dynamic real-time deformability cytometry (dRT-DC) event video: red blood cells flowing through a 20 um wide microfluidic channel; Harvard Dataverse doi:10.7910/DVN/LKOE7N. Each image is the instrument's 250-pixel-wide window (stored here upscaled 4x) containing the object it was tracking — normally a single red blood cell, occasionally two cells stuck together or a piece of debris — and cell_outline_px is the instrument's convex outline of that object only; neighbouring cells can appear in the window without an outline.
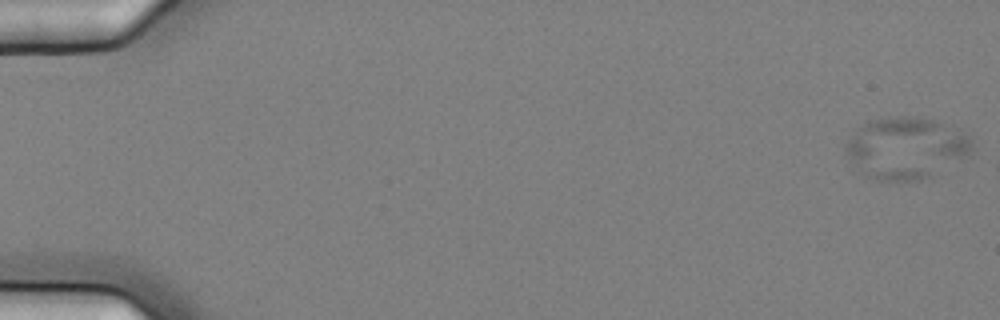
{"species": "common noctule bat (a hibernating species)", "species_latin": "Nyctalus noctula", "temperature_condition": "cold", "stored_images_in_passage": 6, "camera_frame_rate_fps": 3000, "um_per_image_px": 0.085, "animal": {"sex": "female", "body_mass_g": 25.1}, "frame": {"image": 1, "passage_image": 1, "time_ms": 0.0, "image_size_px": [1000, 320], "cell_outline_px": [[972, 148], [968, 156], [932, 176], [920, 180], [876, 180], [852, 172], [844, 152], [844, 148], [856, 128], [872, 120], [896, 116], [908, 116], [932, 120], [952, 124], [960, 128], [972, 140]], "centroid_in_image_um": [76.96, 12.6], "position_along_channel_um": 8.0, "area_um2": 46.3}}